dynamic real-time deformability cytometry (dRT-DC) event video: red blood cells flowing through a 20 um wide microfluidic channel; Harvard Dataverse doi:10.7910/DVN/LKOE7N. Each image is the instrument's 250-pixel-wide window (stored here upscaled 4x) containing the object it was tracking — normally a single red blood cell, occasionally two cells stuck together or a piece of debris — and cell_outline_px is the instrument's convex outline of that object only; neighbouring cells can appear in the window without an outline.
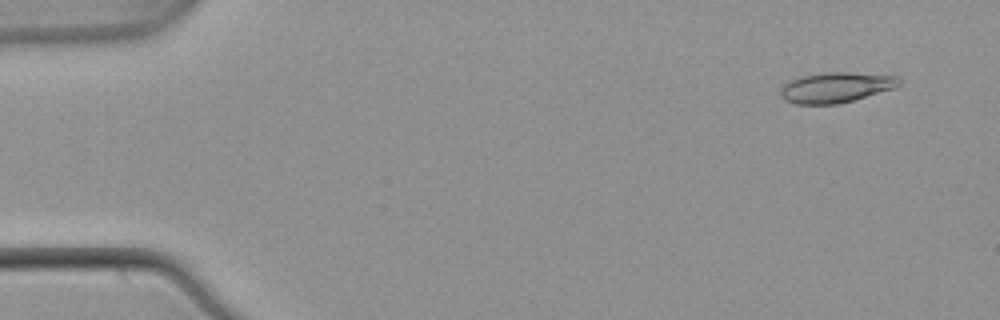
{"species": "common noctule bat (a hibernating species)", "species_latin": "Nyctalus noctula", "temperature_condition": "warm", "stored_images_in_passage": 53, "camera_frame_rate_fps": 3000, "um_per_image_px": 0.085, "animal": {"sex": "male", "body_mass_g": 21.5, "forearm_length_mm": 52.0}, "frame": {"image": 1, "passage_image": 4, "time_ms": 1.0, "image_size_px": [1000, 320], "cell_outline_px": [[900, 84], [896, 88], [852, 100], [836, 104], [796, 104], [784, 100], [780, 96], [780, 88], [788, 80], [800, 76], [824, 72], [848, 72], [900, 76]], "centroid_in_image_um": [71.03, 7.42], "position_along_channel_um": 14.0, "area_um2": 21.15}}
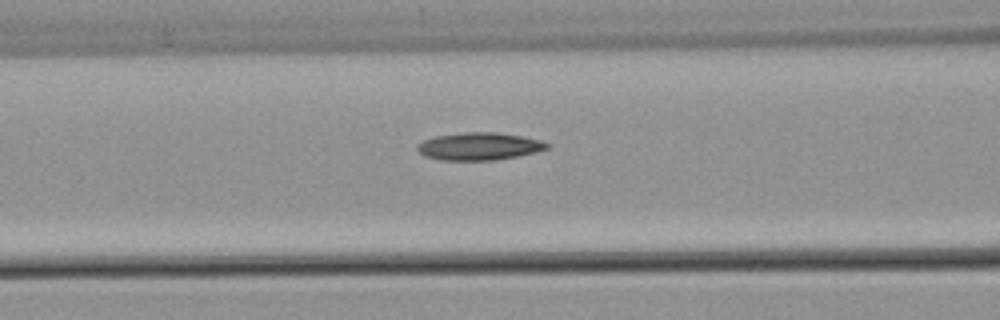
{"frame": {"image": 2, "passage_image": 22, "time_ms": 7.0, "image_size_px": [1000, 320], "cell_outline_px": [[552, 144], [548, 148], [516, 156], [496, 160], [444, 160], [424, 156], [416, 148], [416, 144], [424, 140], [436, 136], [464, 132], [496, 132], [520, 136], [540, 140]], "centroid_in_image_um": [40.7, 12.43], "position_along_channel_um": 125.9, "area_um2": 20.63}}
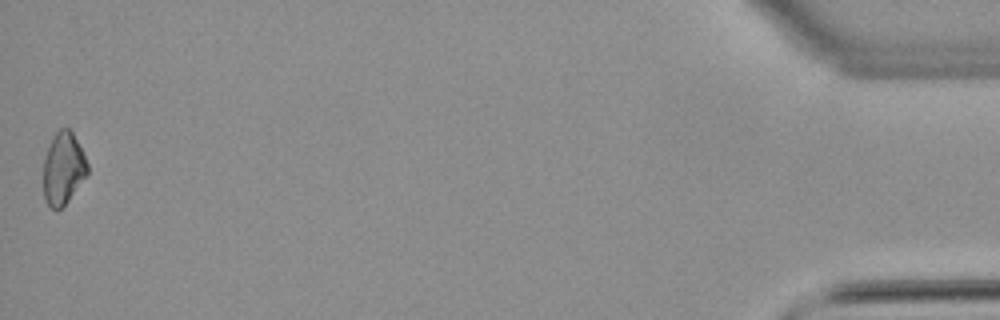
{"frame": {"image": 3, "passage_image": 53, "time_ms": 17.333, "image_size_px": [1000, 320], "cell_outline_px": [[88, 172], [68, 200], [60, 208], [52, 208], [44, 200], [44, 160], [48, 144], [52, 136], [60, 128], [68, 128], [72, 132], [88, 164]], "centroid_in_image_um": [5.35, 14.29], "position_along_channel_um": 429.9, "area_um2": 18.15}}